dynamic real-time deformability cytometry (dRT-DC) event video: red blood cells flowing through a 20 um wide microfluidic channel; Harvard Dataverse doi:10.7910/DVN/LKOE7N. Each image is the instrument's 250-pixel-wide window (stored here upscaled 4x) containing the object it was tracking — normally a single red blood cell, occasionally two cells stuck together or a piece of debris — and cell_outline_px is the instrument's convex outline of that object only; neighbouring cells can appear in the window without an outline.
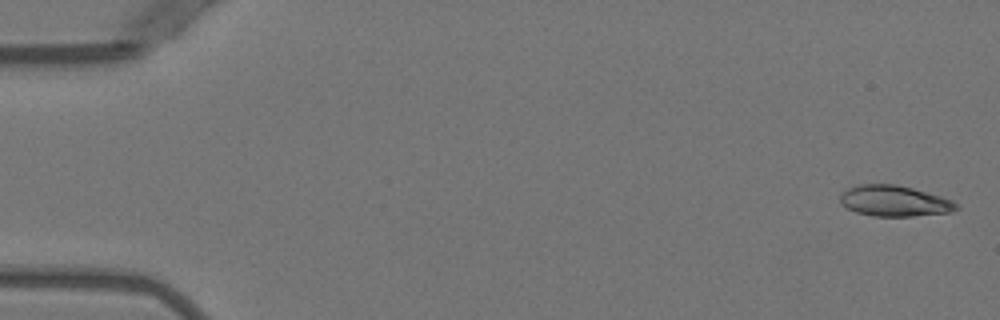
{"species": "Egyptian fruit bat (a non-hibernating species)", "species_latin": "Rousettus aegyptiacus", "temperature_condition": "warm", "stored_images_in_passage": 6, "camera_frame_rate_fps": 3000, "um_per_image_px": 0.085, "animal": {"sex": "female"}, "frame": {"image": 1, "passage_image": 1, "time_ms": 0.0, "image_size_px": [1000, 320], "cell_outline_px": [[960, 208], [948, 212], [912, 216], [872, 216], [856, 212], [840, 204], [840, 196], [848, 188], [860, 184], [896, 184], [912, 188], [940, 196], [952, 200], [960, 204]], "centroid_in_image_um": [76.02, 17.08], "position_along_channel_um": 9.0, "area_um2": 20.81}}